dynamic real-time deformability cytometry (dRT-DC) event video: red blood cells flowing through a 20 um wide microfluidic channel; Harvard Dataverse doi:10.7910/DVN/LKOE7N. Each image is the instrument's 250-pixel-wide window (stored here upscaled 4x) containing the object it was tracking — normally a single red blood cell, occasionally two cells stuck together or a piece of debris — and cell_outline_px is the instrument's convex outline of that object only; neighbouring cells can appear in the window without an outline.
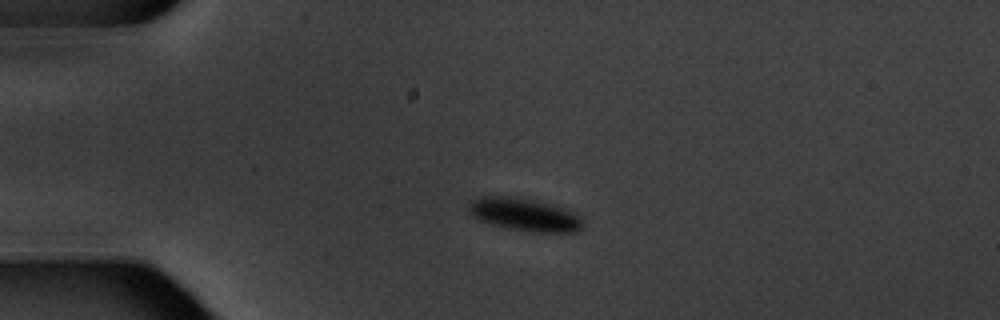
{"species": "common noctule bat (a hibernating species)", "species_latin": "Nyctalus noctula", "temperature_condition": "warm", "stored_images_in_passage": 3, "camera_frame_rate_fps": 3000, "um_per_image_px": 0.085, "animal": {"sex": "male", "body_mass_g": 20.1, "forearm_length_mm": 53.5}, "frame": {"image": 1, "passage_image": 3, "time_ms": 2.667, "image_size_px": [1000, 320], "cell_outline_px": [[584, 228], [576, 232], [532, 232], [508, 228], [476, 220], [468, 212], [468, 204], [472, 200], [484, 196], [508, 196], [532, 200], [564, 208], [572, 212], [584, 224]], "centroid_in_image_um": [44.53, 18.25], "position_along_channel_um": 40.5, "area_um2": 21.68}}